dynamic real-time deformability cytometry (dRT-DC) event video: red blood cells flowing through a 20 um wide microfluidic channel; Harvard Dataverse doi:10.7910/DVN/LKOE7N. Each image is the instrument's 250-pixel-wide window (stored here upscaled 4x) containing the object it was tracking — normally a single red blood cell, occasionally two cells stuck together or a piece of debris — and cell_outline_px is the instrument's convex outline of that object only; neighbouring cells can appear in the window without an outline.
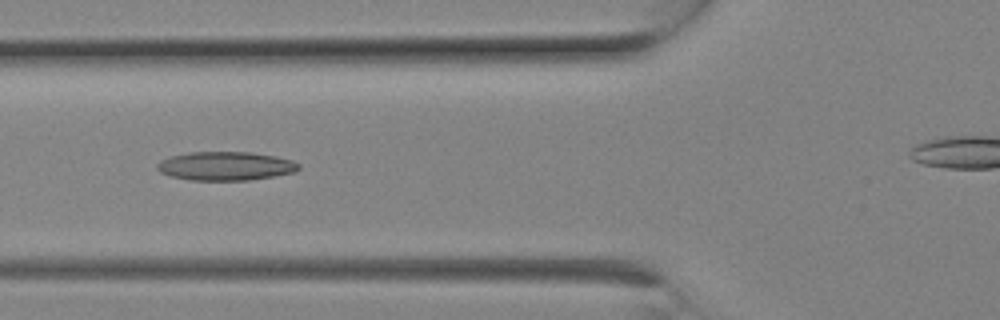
{"species": "Egyptian fruit bat (a non-hibernating species)", "species_latin": "Rousettus aegyptiacus", "temperature_condition": "room temperature", "stored_images_in_passage": 9, "camera_frame_rate_fps": 3000, "um_per_image_px": 0.085, "animal": {"sex": "female"}, "frame": {"image": 1, "passage_image": 8, "time_ms": 2.333, "image_size_px": [1000, 320], "cell_outline_px": [[300, 168], [296, 172], [276, 176], [248, 180], [192, 180], [172, 176], [160, 172], [156, 168], [156, 164], [160, 160], [168, 156], [188, 152], [252, 152], [276, 156], [292, 160], [300, 164]], "centroid_in_image_um": [19.19, 14.1], "position_along_channel_um": 106.6, "area_um2": 23.93}}
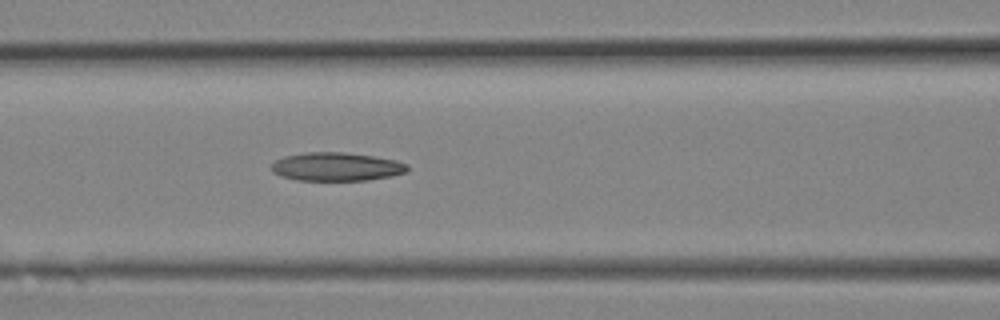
{"frame": {"image": 2, "passage_image": 9, "time_ms": 2.667, "image_size_px": [1000, 320], "cell_outline_px": [[408, 172], [392, 176], [368, 180], [296, 180], [280, 176], [272, 172], [272, 164], [276, 160], [284, 156], [304, 152], [344, 152], [372, 156], [396, 160], [408, 164]], "centroid_in_image_um": [28.61, 14.17], "position_along_channel_um": 138.0, "area_um2": 22.66}}